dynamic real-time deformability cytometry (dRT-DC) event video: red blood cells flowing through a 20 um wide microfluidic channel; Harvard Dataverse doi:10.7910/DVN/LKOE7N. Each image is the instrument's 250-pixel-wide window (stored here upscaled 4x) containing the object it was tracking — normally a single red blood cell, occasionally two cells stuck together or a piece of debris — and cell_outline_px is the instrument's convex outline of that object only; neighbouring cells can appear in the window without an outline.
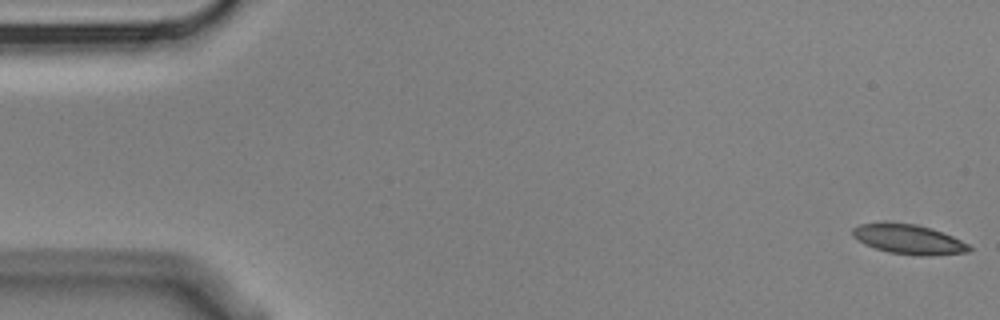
{"species": "Egyptian fruit bat (a non-hibernating species)", "species_latin": "Rousettus aegyptiacus", "temperature_condition": "cold", "stored_images_in_passage": 13, "camera_frame_rate_fps": 3000, "um_per_image_px": 0.085, "animal": {"sex": "male"}, "frame": {"image": 1, "passage_image": 1, "time_ms": 0.0, "image_size_px": [1000, 320], "cell_outline_px": [[972, 248], [968, 252], [928, 256], [920, 256], [888, 252], [864, 244], [852, 236], [852, 228], [860, 224], [916, 224], [932, 228], [952, 236], [968, 244]], "centroid_in_image_um": [77.26, 20.36], "position_along_channel_um": 7.7, "area_um2": 19.77}}
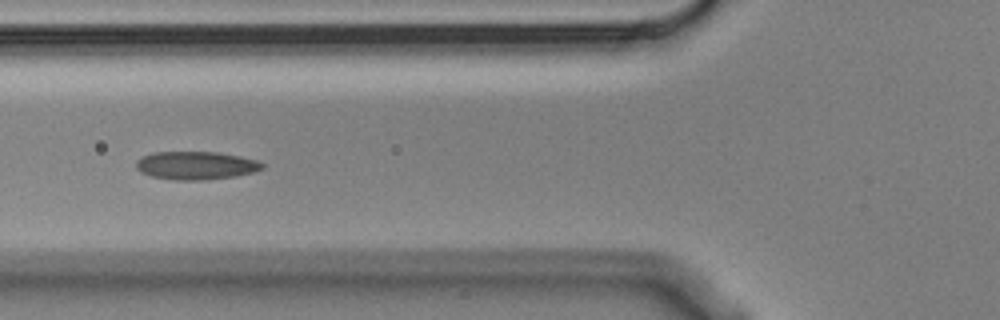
{"frame": {"image": 2, "passage_image": 6, "time_ms": 1.667, "image_size_px": [1000, 320], "cell_outline_px": [[264, 168], [252, 172], [236, 176], [204, 180], [172, 180], [152, 176], [140, 172], [136, 168], [136, 160], [140, 156], [152, 152], [216, 152], [240, 156], [256, 160], [264, 164]], "centroid_in_image_um": [16.61, 14.06], "position_along_channel_um": 109.2, "area_um2": 20.81}}
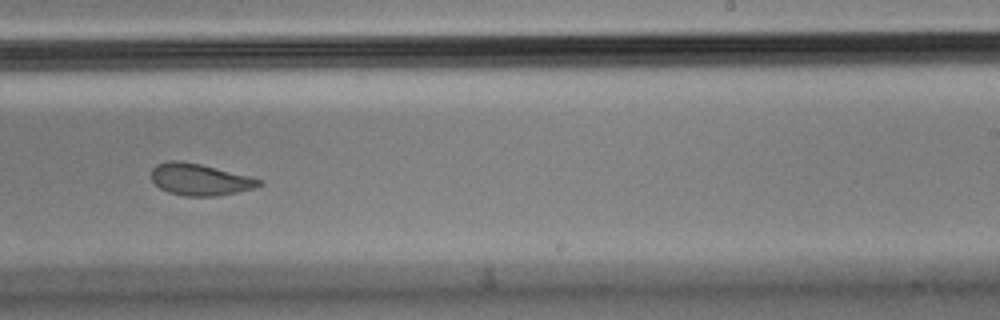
{"frame": {"image": 3, "passage_image": 10, "time_ms": 3.0, "image_size_px": [1000, 320], "cell_outline_px": [[264, 184], [252, 188], [236, 192], [216, 196], [184, 196], [168, 192], [160, 188], [152, 180], [152, 168], [156, 164], [168, 160], [180, 160], [200, 164], [264, 180]], "centroid_in_image_um": [16.97, 15.25], "position_along_channel_um": 272.0, "area_um2": 19.83}}